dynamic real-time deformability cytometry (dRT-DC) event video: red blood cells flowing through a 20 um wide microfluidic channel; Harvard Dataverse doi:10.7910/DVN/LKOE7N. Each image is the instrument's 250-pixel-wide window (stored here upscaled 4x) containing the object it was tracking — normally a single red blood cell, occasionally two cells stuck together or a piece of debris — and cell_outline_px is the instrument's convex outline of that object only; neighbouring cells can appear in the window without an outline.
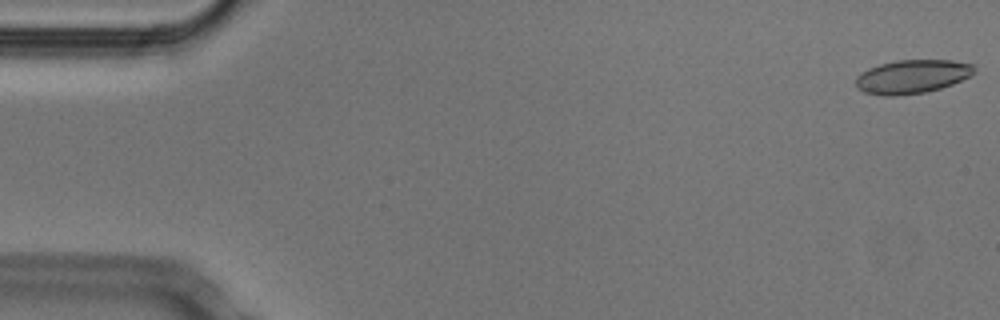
{"species": "Egyptian fruit bat (a non-hibernating species)", "species_latin": "Rousettus aegyptiacus", "temperature_condition": "cold", "stored_images_in_passage": 52, "camera_frame_rate_fps": 3000, "um_per_image_px": 0.085, "animal": {"sex": "male"}, "frame": {"image": 1, "passage_image": 1, "time_ms": 0.0, "image_size_px": [1000, 320], "cell_outline_px": [[976, 72], [972, 76], [952, 84], [940, 88], [924, 92], [896, 96], [884, 96], [864, 92], [856, 88], [856, 76], [860, 72], [868, 68], [880, 64], [896, 60], [952, 60], [976, 64]], "centroid_in_image_um": [77.55, 6.5], "position_along_channel_um": 7.4, "area_um2": 23.58}}
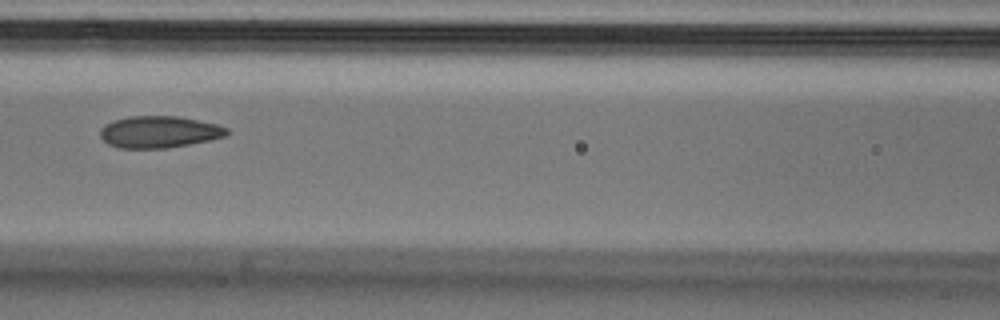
{"frame": {"image": 2, "passage_image": 23, "time_ms": 7.333, "image_size_px": [1000, 320], "cell_outline_px": [[228, 136], [212, 140], [168, 148], [120, 148], [108, 144], [100, 136], [100, 128], [104, 124], [128, 116], [176, 116], [216, 124], [228, 128]], "centroid_in_image_um": [13.54, 11.22], "position_along_channel_um": 153.1, "area_um2": 23.52}}
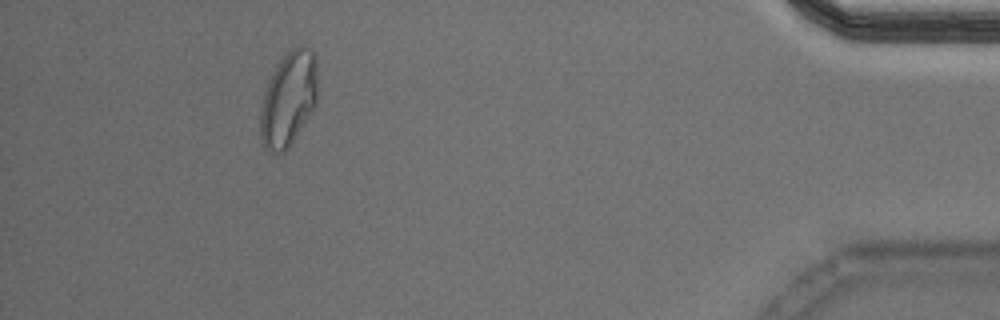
{"frame": {"image": 3, "passage_image": 48, "time_ms": 15.667, "image_size_px": [1000, 320], "cell_outline_px": [[316, 104], [312, 112], [288, 148], [280, 156], [276, 156], [268, 152], [264, 148], [260, 136], [260, 112], [264, 92], [268, 80], [284, 56], [292, 48], [300, 44], [304, 44], [316, 56]], "centroid_in_image_um": [24.5, 8.47], "position_along_channel_um": 410.7, "area_um2": 31.73}, "authors_computed_cell_mechanics": {"area_um2": 23.8714, "velocity_mm_per_s": 3.8006, "shape_relaxation_time_tau1_ms": 7.1191, "shape_relaxation_time_tau2_ms": 1.9613, "deformation_change_tau1": 0.1622, "deformation_change_tau2": 0.0679}}